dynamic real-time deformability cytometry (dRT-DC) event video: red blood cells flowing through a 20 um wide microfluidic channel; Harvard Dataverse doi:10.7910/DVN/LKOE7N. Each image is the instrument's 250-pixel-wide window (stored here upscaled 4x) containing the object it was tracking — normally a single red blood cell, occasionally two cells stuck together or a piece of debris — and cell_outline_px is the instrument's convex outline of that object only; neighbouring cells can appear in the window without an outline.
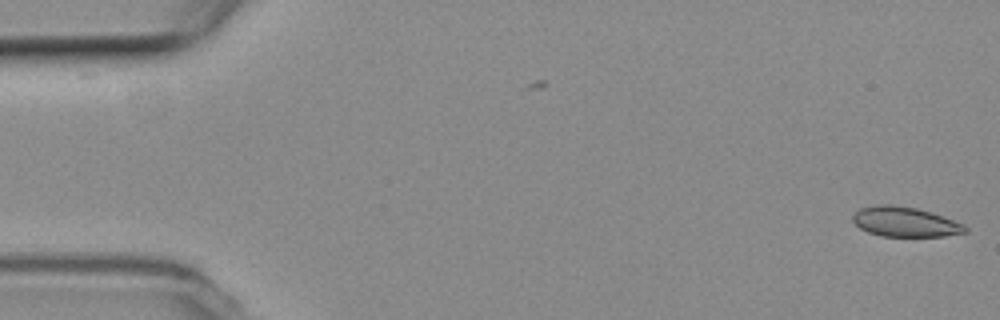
{"species": "common noctule bat (a hibernating species)", "species_latin": "Nyctalus noctula", "temperature_condition": "room temperature", "stored_images_in_passage": 2, "camera_frame_rate_fps": 3000, "um_per_image_px": 0.085, "animal": {"sex": "female", "body_mass_g": 19.3, "forearm_length_mm": 54.1}, "frame": {"image": 1, "passage_image": 2, "time_ms": 0.333, "image_size_px": [1000, 320], "cell_outline_px": [[968, 232], [944, 236], [880, 236], [868, 232], [860, 228], [852, 220], [852, 216], [860, 208], [880, 204], [888, 204], [916, 208], [932, 212], [964, 224], [968, 228]], "centroid_in_image_um": [76.94, 18.86], "position_along_channel_um": 8.1, "area_um2": 19.54}}